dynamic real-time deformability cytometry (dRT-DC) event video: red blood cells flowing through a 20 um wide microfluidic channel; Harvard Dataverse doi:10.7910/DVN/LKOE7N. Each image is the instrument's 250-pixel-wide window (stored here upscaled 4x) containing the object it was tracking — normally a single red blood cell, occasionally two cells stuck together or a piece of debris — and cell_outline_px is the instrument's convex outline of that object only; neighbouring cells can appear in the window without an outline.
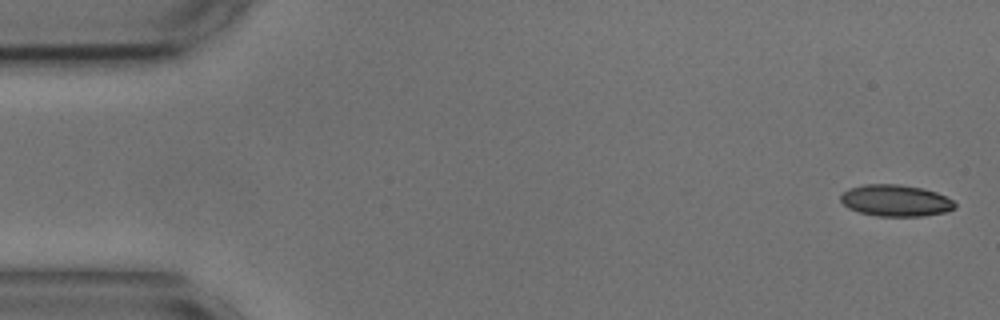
{"species": "common noctule bat (a hibernating species)", "species_latin": "Nyctalus noctula", "temperature_condition": "cold", "stored_images_in_passage": 54, "segment_of_instrument_passage": [1, 2], "camera_frame_rate_fps": 3000, "um_per_image_px": 0.085, "animal": {"sex": "male", "body_mass_g": 17.9, "forearm_length_mm": 54.2}, "frame": {"image": 1, "passage_image": 1, "time_ms": 0.0, "image_size_px": [1000, 320], "cell_outline_px": [[956, 208], [944, 212], [920, 216], [876, 216], [860, 212], [848, 208], [840, 200], [840, 196], [848, 188], [864, 184], [896, 184], [920, 188], [936, 192], [952, 200], [956, 204]], "centroid_in_image_um": [76.1, 17.05], "position_along_channel_um": 8.9, "area_um2": 20.87}}
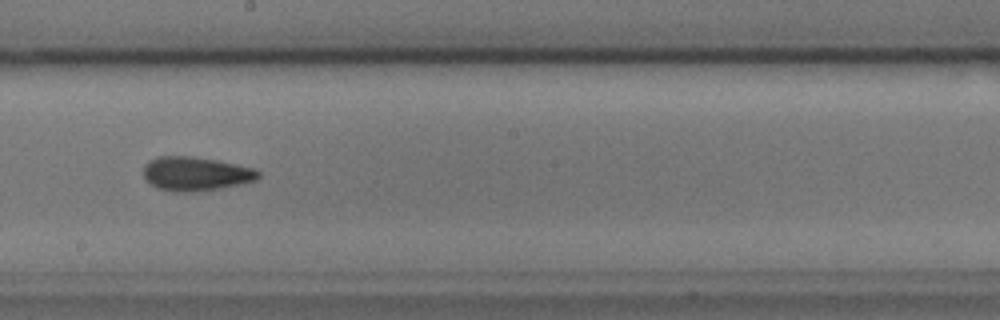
{"frame": {"image": 2, "passage_image": 29, "time_ms": 9.333, "image_size_px": [1000, 320], "cell_outline_px": [[260, 176], [256, 180], [220, 188], [188, 192], [176, 192], [156, 188], [144, 176], [144, 164], [148, 160], [156, 156], [192, 156], [216, 160], [256, 168], [260, 172]], "centroid_in_image_um": [16.63, 14.75], "position_along_channel_um": 231.6, "area_um2": 22.72}}
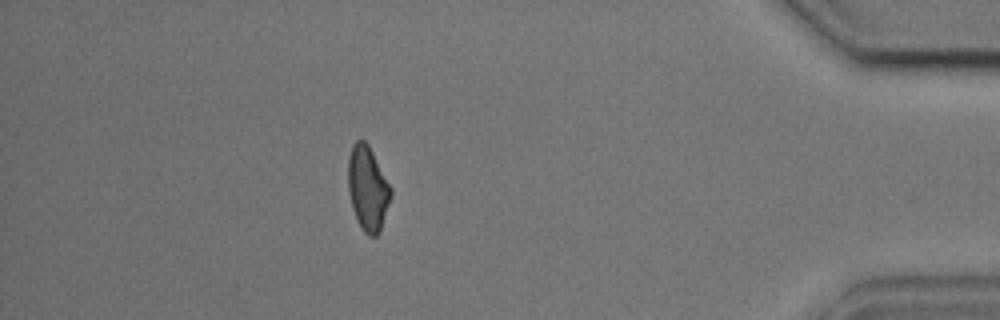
{"frame": {"image": 3, "passage_image": 47, "time_ms": 15.333, "image_size_px": [1000, 320], "cell_outline_px": [[392, 196], [380, 232], [376, 236], [368, 236], [360, 228], [352, 208], [348, 192], [348, 156], [352, 144], [356, 140], [364, 140], [368, 144], [392, 188]], "centroid_in_image_um": [31.25, 16.03], "position_along_channel_um": 403.9, "area_um2": 21.33}}